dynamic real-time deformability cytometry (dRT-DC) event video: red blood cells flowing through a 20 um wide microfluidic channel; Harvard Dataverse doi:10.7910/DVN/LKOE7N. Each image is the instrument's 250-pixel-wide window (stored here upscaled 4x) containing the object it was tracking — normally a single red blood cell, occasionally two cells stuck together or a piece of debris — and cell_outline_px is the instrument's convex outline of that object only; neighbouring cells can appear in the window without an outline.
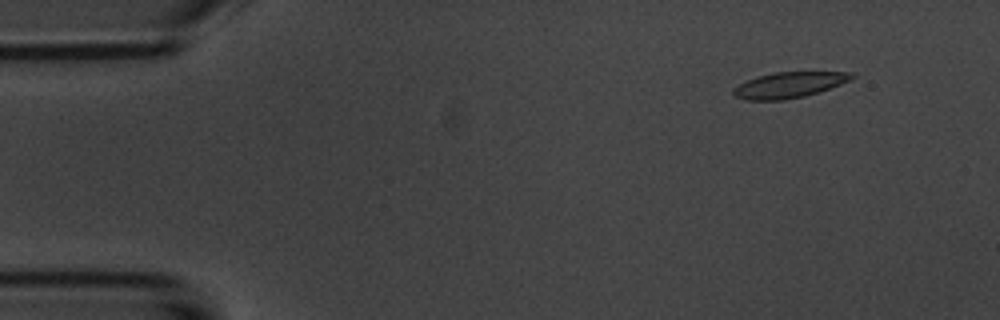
{"species": "common noctule bat (a hibernating species)", "species_latin": "Nyctalus noctula", "temperature_condition": "room temperature", "stored_images_in_passage": 51, "camera_frame_rate_fps": 3000, "um_per_image_px": 0.085, "animal": {"sex": "male", "body_mass_g": 20.1, "forearm_length_mm": 53.5}, "frame": {"image": 1, "passage_image": 2, "time_ms": 0.333, "image_size_px": [1000, 320], "cell_outline_px": [[856, 76], [852, 80], [820, 92], [804, 96], [784, 100], [744, 100], [732, 96], [732, 88], [756, 76], [776, 72], [852, 72]], "centroid_in_image_um": [67.07, 7.23], "position_along_channel_um": 17.9, "area_um2": 17.98}}
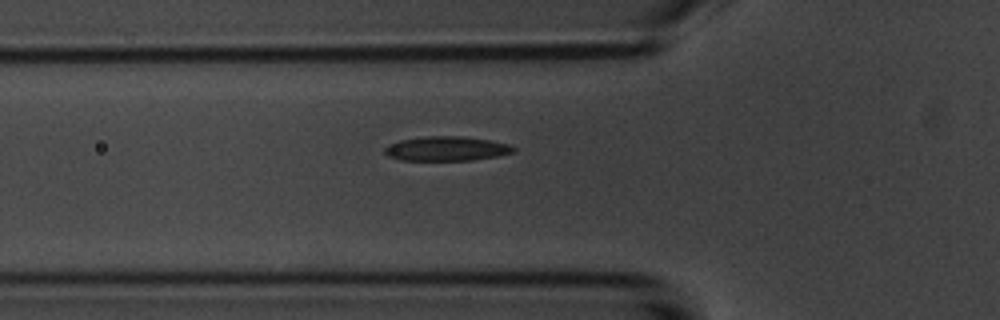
{"frame": {"image": 2, "passage_image": 15, "time_ms": 4.667, "image_size_px": [1000, 320], "cell_outline_px": [[516, 152], [500, 156], [472, 160], [400, 160], [388, 156], [384, 152], [384, 148], [388, 144], [400, 140], [424, 136], [464, 136], [488, 140], [508, 144], [516, 148]], "centroid_in_image_um": [37.96, 12.63], "position_along_channel_um": 87.8, "area_um2": 18.5}}
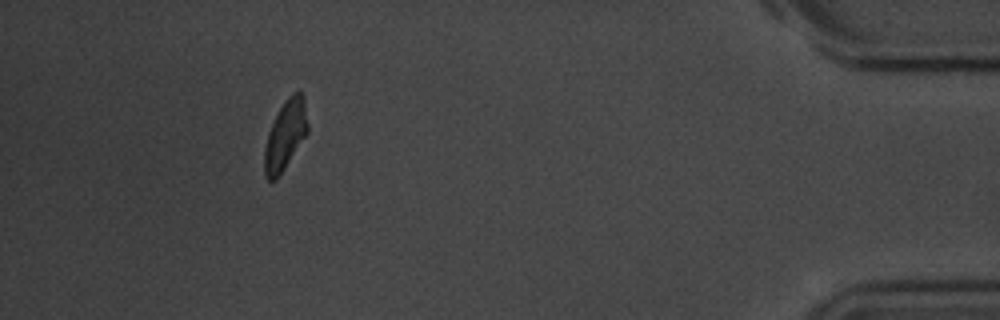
{"frame": {"image": 3, "passage_image": 46, "time_ms": 15.0, "image_size_px": [1000, 320], "cell_outline_px": [[308, 132], [276, 180], [268, 180], [264, 176], [264, 148], [268, 132], [284, 100], [292, 92], [300, 88], [304, 96], [308, 124]], "centroid_in_image_um": [24.26, 11.44], "position_along_channel_um": 410.9, "area_um2": 17.57}, "authors_computed_cell_mechanics": {"area_um2": 18.207, "velocity_mm_per_s": 3.7016, "shape_relaxation_time_tau1_ms": 7.3146, "shape_relaxation_time_tau2_ms": 4.5258, "deformation_change_tau1": 0.1896, "deformation_change_tau2": 0.1249}}